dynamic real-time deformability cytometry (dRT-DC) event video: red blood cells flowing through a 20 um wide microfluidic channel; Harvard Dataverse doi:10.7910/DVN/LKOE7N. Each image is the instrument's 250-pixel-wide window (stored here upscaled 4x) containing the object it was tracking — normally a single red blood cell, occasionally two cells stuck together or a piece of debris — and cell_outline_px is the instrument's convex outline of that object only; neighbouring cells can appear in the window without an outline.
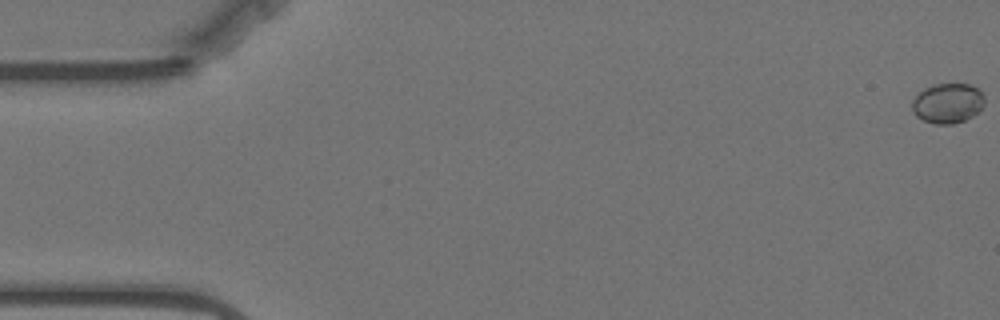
{"species": "Egyptian fruit bat (a non-hibernating species)", "species_latin": "Rousettus aegyptiacus", "temperature_condition": "warm", "stored_images_in_passage": 55, "camera_frame_rate_fps": 3000, "um_per_image_px": 0.085, "animal": {"sex": "female"}, "frame": {"image": 1, "passage_image": 1, "time_ms": 0.0, "image_size_px": [1000, 320], "cell_outline_px": [[984, 104], [972, 116], [964, 120], [952, 124], [936, 124], [924, 120], [916, 116], [912, 112], [912, 100], [924, 88], [932, 84], [972, 84], [980, 88], [984, 96]], "centroid_in_image_um": [80.55, 8.75], "position_along_channel_um": 4.4, "area_um2": 16.94}}
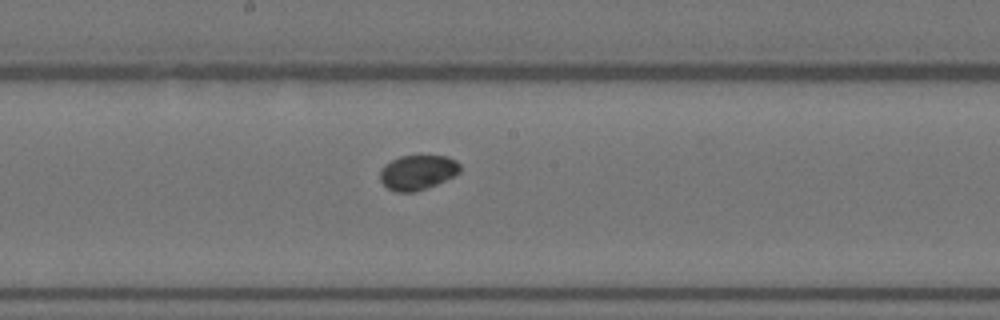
{"frame": {"image": 2, "passage_image": 31, "time_ms": 10.0, "image_size_px": [1000, 320], "cell_outline_px": [[460, 172], [436, 184], [416, 192], [396, 192], [388, 188], [380, 180], [380, 172], [392, 160], [400, 156], [448, 156], [456, 160], [460, 164]], "centroid_in_image_um": [35.52, 14.65], "position_along_channel_um": 212.7, "area_um2": 15.95}}
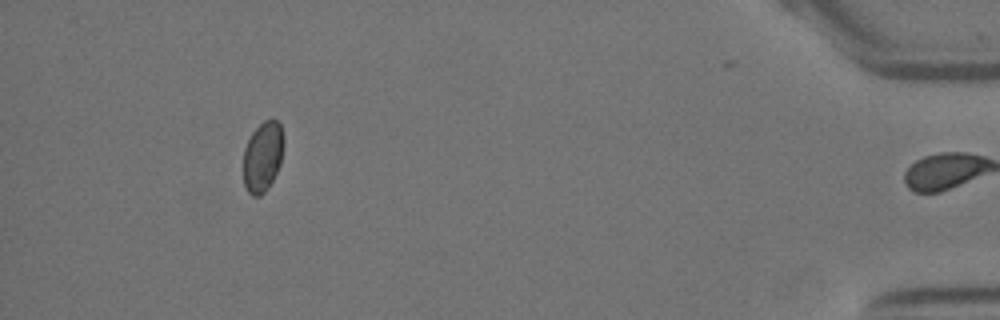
{"frame": {"image": 3, "passage_image": 54, "time_ms": 17.667, "image_size_px": [1000, 320], "cell_outline_px": [[284, 140], [280, 164], [268, 188], [260, 196], [252, 196], [248, 192], [244, 184], [244, 148], [252, 132], [264, 120], [272, 116], [280, 124], [284, 136]], "centroid_in_image_um": [22.34, 13.28], "position_along_channel_um": 412.9, "area_um2": 16.59}}